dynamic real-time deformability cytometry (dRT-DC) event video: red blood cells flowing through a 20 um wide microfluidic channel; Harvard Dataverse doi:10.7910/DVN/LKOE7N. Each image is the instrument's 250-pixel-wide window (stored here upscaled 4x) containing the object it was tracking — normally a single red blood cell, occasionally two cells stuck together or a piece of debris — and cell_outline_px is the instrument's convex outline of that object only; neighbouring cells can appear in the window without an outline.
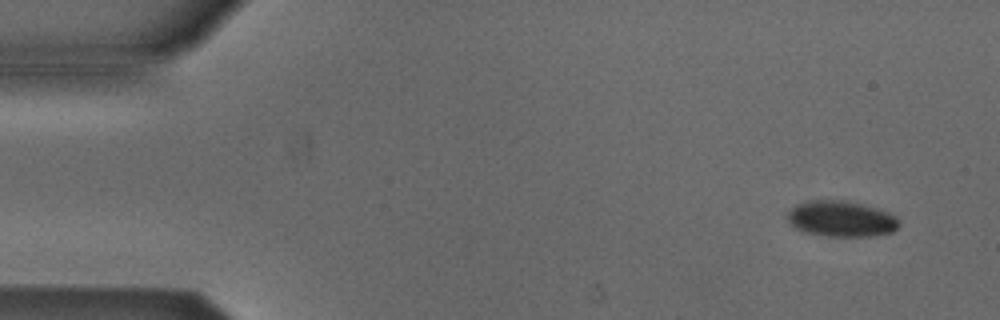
{"species": "Egyptian fruit bat (a non-hibernating species)", "species_latin": "Rousettus aegyptiacus", "temperature_condition": "cold", "stored_images_in_passage": 5, "camera_frame_rate_fps": 3000, "um_per_image_px": 0.085, "animal": {"sex": "male"}, "frame": {"image": 1, "passage_image": 1, "time_ms": 0.0, "image_size_px": [1000, 320], "cell_outline_px": [[900, 224], [892, 232], [868, 236], [828, 236], [804, 232], [796, 228], [788, 220], [788, 212], [796, 204], [808, 200], [848, 200], [876, 208], [888, 212], [896, 216]], "centroid_in_image_um": [71.5, 18.58], "position_along_channel_um": 13.5, "area_um2": 23.24}}
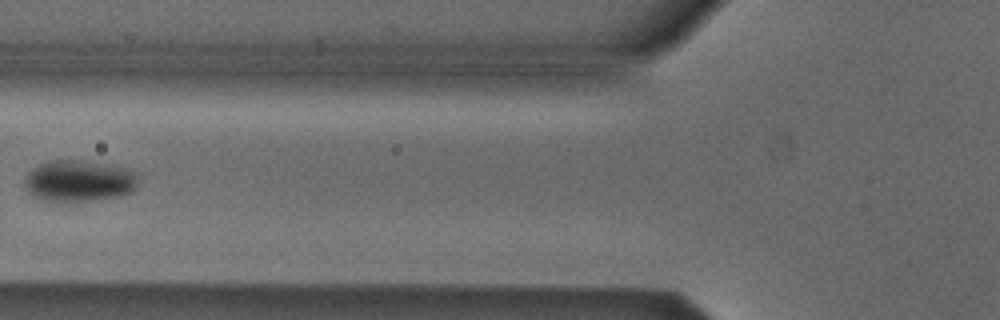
{"frame": {"image": 2, "passage_image": 5, "time_ms": 5.667, "image_size_px": [1000, 320], "cell_outline_px": [[136, 184], [124, 196], [88, 200], [40, 200], [32, 196], [24, 188], [24, 180], [28, 172], [32, 168], [48, 160], [80, 160], [112, 164], [136, 172]], "centroid_in_image_um": [6.66, 15.35], "position_along_channel_um": 119.1, "area_um2": 27.34}}